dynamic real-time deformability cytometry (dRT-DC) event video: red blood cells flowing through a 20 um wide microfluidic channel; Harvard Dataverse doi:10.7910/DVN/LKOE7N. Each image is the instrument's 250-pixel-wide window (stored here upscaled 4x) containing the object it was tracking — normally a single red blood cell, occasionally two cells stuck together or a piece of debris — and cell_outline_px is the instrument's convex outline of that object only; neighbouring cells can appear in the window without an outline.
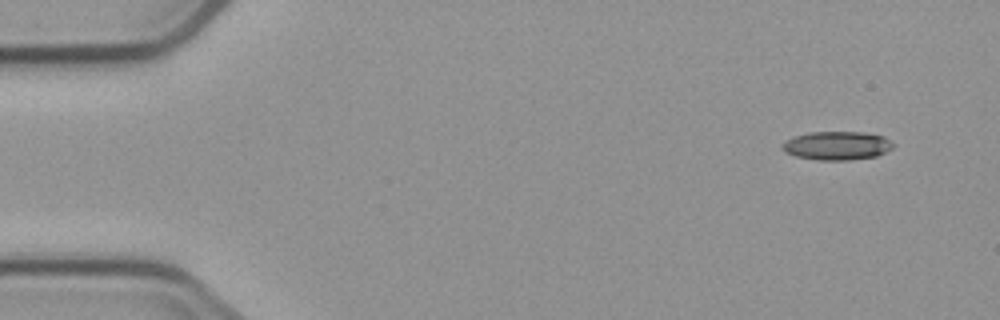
{"species": "common noctule bat (a hibernating species)", "species_latin": "Nyctalus noctula", "temperature_condition": "cold", "stored_images_in_passage": 5, "camera_frame_rate_fps": 3000, "um_per_image_px": 0.085, "animal": {"sex": "male", "body_mass_g": 23.1, "forearm_length_mm": 52.7}, "frame": {"image": 1, "passage_image": 1, "time_ms": 0.0, "image_size_px": [1000, 320], "cell_outline_px": [[896, 144], [892, 148], [876, 156], [848, 160], [816, 160], [796, 156], [784, 152], [780, 148], [784, 140], [808, 132], [864, 132], [884, 136]], "centroid_in_image_um": [71.12, 12.37], "position_along_channel_um": 13.9, "area_um2": 18.61}}